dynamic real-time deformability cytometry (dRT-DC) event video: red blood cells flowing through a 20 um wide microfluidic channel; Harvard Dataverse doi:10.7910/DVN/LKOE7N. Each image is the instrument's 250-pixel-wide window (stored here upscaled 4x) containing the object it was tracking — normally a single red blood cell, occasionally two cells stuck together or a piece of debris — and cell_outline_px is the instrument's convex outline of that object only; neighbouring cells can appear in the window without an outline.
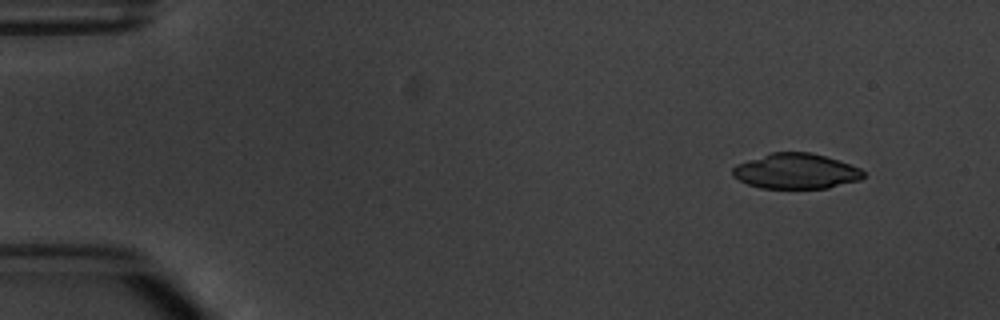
{"species": "common noctule bat (a hibernating species)", "species_latin": "Nyctalus noctula", "temperature_condition": "warm", "stored_images_in_passage": 5, "camera_frame_rate_fps": 3000, "um_per_image_px": 0.085, "animal": {"sex": "male", "body_mass_g": 20.1, "forearm_length_mm": 53.5}, "frame": {"image": 1, "passage_image": 2, "time_ms": 1.0, "image_size_px": [1000, 320], "cell_outline_px": [[864, 176], [860, 180], [828, 188], [760, 188], [748, 184], [732, 176], [732, 168], [736, 164], [772, 152], [812, 152], [860, 168], [864, 172]], "centroid_in_image_um": [67.64, 14.55], "position_along_channel_um": 17.4, "area_um2": 26.76}}